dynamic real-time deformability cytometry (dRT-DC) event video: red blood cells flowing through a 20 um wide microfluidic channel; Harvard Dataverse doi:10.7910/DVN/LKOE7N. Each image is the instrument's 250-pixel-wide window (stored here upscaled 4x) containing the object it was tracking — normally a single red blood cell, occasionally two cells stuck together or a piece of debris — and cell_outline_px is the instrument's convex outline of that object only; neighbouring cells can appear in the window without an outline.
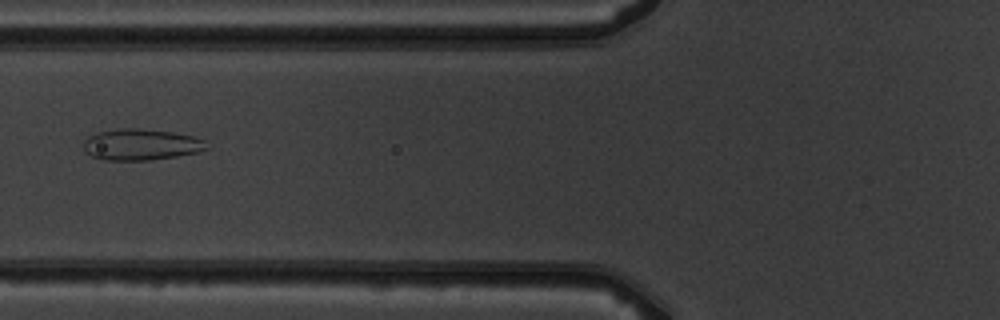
{"species": "common noctule bat (a hibernating species)", "species_latin": "Nyctalus noctula", "temperature_condition": "warm", "stored_images_in_passage": 7, "camera_frame_rate_fps": 3000, "um_per_image_px": 0.085, "animal": {"sex": "male", "body_mass_g": 19.5, "forearm_length_mm": 54.6}, "frame": {"image": 1, "passage_image": 6, "time_ms": 5.667, "image_size_px": [1000, 320], "cell_outline_px": [[208, 148], [200, 152], [176, 156], [148, 160], [104, 160], [92, 156], [84, 152], [84, 140], [88, 136], [96, 132], [120, 128], [140, 128], [172, 132], [192, 136], [204, 140]], "centroid_in_image_um": [11.96, 12.28], "position_along_channel_um": 113.8, "area_um2": 22.48}}